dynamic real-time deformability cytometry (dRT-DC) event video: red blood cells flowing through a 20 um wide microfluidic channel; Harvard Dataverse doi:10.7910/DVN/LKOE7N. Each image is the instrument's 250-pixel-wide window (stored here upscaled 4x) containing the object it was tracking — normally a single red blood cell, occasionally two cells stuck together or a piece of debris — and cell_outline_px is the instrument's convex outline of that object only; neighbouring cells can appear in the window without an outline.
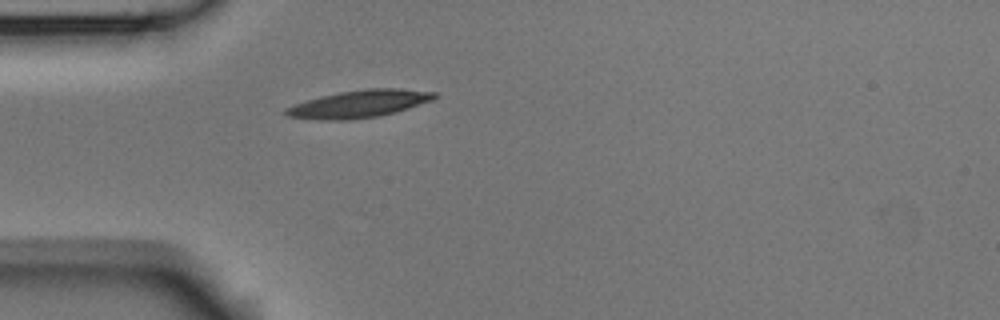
{"species": "Egyptian fruit bat (a non-hibernating species)", "species_latin": "Rousettus aegyptiacus", "temperature_condition": "room temperature", "stored_images_in_passage": 1, "camera_frame_rate_fps": 3000, "um_per_image_px": 0.085, "animal": {"sex": "male"}, "frame": {"image": 1, "passage_image": 1, "time_ms": 0.0, "image_size_px": [1000, 320], "cell_outline_px": [[440, 96], [432, 100], [396, 112], [376, 116], [352, 120], [316, 120], [288, 116], [280, 112], [284, 108], [320, 96], [340, 92], [368, 88], [400, 88], [436, 92]], "centroid_in_image_um": [30.52, 8.83], "position_along_channel_um": 54.5, "area_um2": 23.87}}